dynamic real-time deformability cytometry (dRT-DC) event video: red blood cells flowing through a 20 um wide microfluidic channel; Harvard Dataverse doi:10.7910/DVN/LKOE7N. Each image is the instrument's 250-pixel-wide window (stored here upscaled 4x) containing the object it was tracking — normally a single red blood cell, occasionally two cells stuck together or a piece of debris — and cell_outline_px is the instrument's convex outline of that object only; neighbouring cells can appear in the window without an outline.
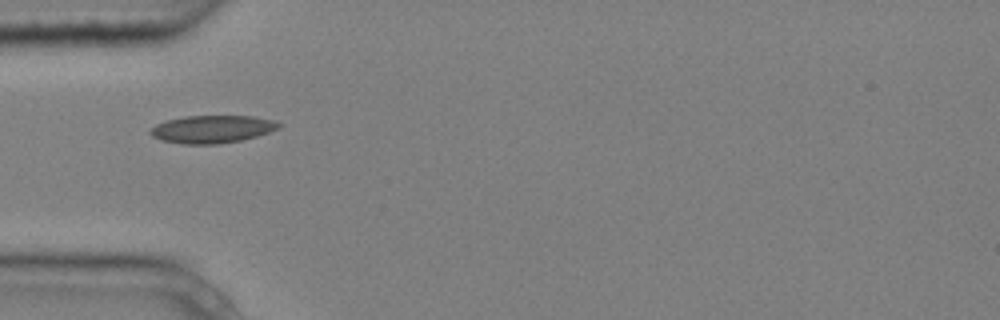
{"species": "common noctule bat (a hibernating species)", "species_latin": "Nyctalus noctula", "temperature_condition": "cold", "stored_images_in_passage": 3, "camera_frame_rate_fps": 3000, "um_per_image_px": 0.085, "animal": {"sex": "male", "body_mass_g": 20.4}, "frame": {"image": 1, "passage_image": 1, "time_ms": 0.0, "image_size_px": [1000, 320], "cell_outline_px": [[280, 128], [256, 136], [240, 140], [216, 144], [184, 144], [160, 140], [152, 136], [148, 132], [156, 124], [164, 120], [184, 116], [252, 116], [272, 120], [280, 124]], "centroid_in_image_um": [17.97, 10.97], "position_along_channel_um": 67.0, "area_um2": 20.63}}
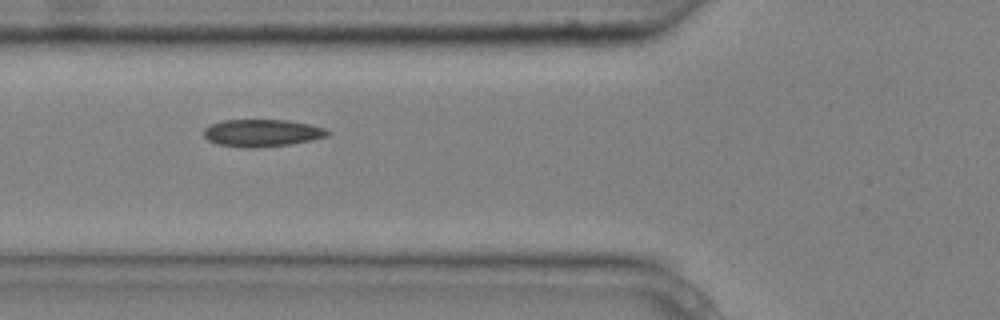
{"frame": {"image": 2, "passage_image": 2, "time_ms": 0.333, "image_size_px": [1000, 320], "cell_outline_px": [[332, 132], [328, 136], [312, 140], [288, 144], [256, 148], [248, 148], [216, 144], [208, 140], [204, 136], [204, 128], [212, 124], [224, 120], [288, 120], [308, 124], [324, 128]], "centroid_in_image_um": [22.28, 11.3], "position_along_channel_um": 103.5, "area_um2": 19.65}}